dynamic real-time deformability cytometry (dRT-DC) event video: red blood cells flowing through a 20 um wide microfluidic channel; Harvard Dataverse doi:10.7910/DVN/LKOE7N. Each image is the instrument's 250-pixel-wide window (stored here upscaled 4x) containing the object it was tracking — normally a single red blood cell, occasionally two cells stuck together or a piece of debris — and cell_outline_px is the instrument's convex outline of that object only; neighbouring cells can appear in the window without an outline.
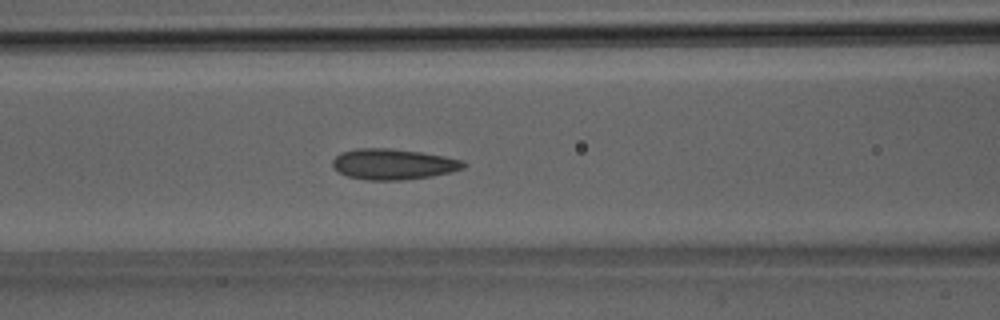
{"species": "Egyptian fruit bat (a non-hibernating species)", "species_latin": "Rousettus aegyptiacus", "temperature_condition": "room temperature", "stored_images_in_passage": 28, "camera_frame_rate_fps": 3000, "um_per_image_px": 0.085, "animal": {"sex": "male"}, "frame": {"image": 1, "passage_image": 7, "time_ms": 2.0, "image_size_px": [1000, 320], "cell_outline_px": [[468, 164], [464, 168], [452, 172], [432, 176], [400, 180], [368, 180], [348, 176], [332, 168], [332, 160], [340, 152], [356, 148], [392, 148], [420, 152], [444, 156], [464, 160]], "centroid_in_image_um": [33.44, 13.95], "position_along_channel_um": 133.2, "area_um2": 23.64}}
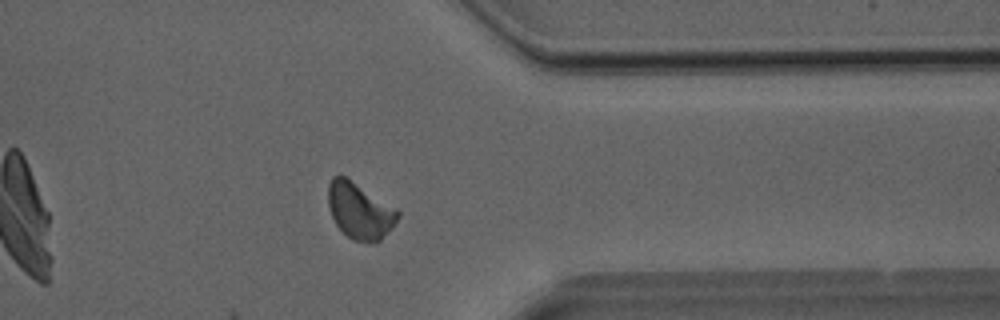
{"frame": {"image": 2, "passage_image": 21, "time_ms": 6.667, "image_size_px": [1000, 320], "cell_outline_px": [[400, 216], [392, 228], [376, 244], [352, 240], [336, 224], [332, 216], [328, 204], [328, 184], [332, 176], [340, 172], [396, 208], [400, 212]], "centroid_in_image_um": [30.58, 17.89], "position_along_channel_um": 380.8, "area_um2": 23.12}}
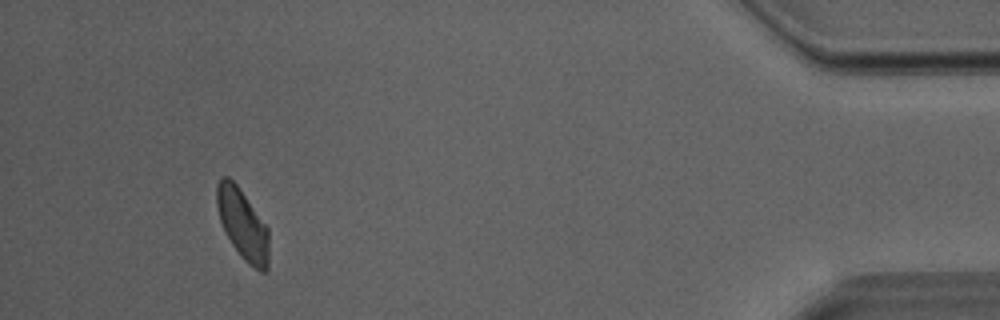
{"frame": {"image": 3, "passage_image": 26, "time_ms": 8.333, "image_size_px": [1000, 320], "cell_outline_px": [[268, 268], [264, 272], [260, 272], [248, 264], [240, 256], [224, 232], [220, 220], [216, 204], [216, 184], [220, 176], [228, 176], [236, 184], [268, 228]], "centroid_in_image_um": [20.6, 19.07], "position_along_channel_um": 414.6, "area_um2": 21.39}}